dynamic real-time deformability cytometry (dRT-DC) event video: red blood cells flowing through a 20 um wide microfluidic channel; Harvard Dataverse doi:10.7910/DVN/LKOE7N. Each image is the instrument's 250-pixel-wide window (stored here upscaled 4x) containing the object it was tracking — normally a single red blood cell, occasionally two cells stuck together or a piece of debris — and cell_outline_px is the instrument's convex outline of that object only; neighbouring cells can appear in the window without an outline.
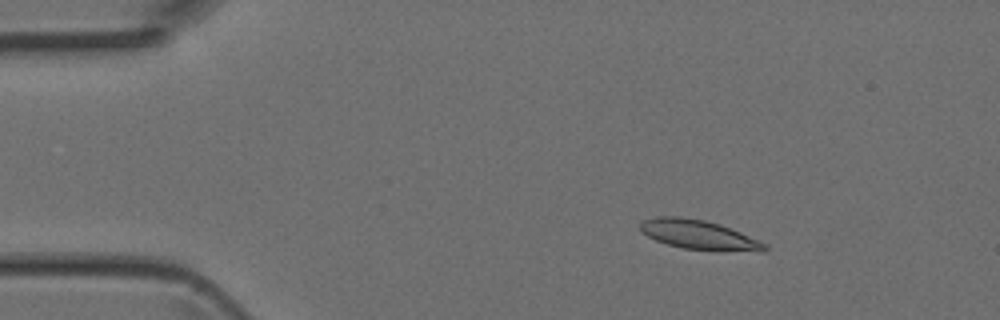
{"species": "Egyptian fruit bat (a non-hibernating species)", "species_latin": "Rousettus aegyptiacus", "temperature_condition": "room temperature", "stored_images_in_passage": 5, "camera_frame_rate_fps": 3000, "um_per_image_px": 0.085, "animal": {"sex": "female"}, "frame": {"image": 1, "passage_image": 2, "time_ms": 0.333, "image_size_px": [1000, 320], "cell_outline_px": [[768, 248], [764, 252], [760, 252], [684, 248], [668, 244], [656, 240], [640, 232], [640, 224], [644, 220], [656, 216], [680, 216], [704, 220], [720, 224], [740, 232], [768, 244]], "centroid_in_image_um": [59.41, 19.94], "position_along_channel_um": 25.6, "area_um2": 21.15}}
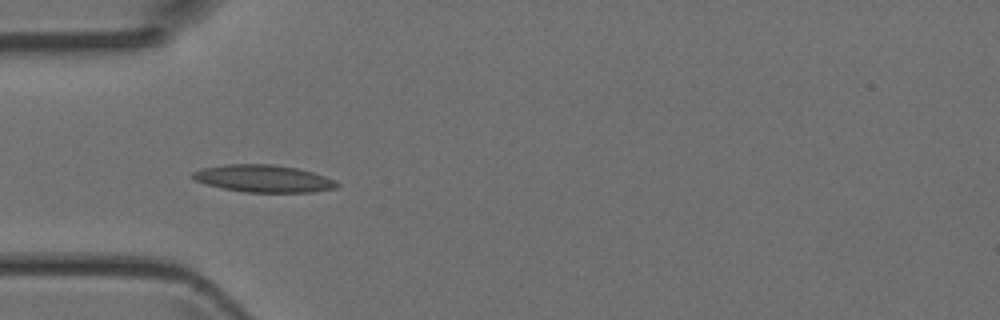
{"frame": {"image": 2, "passage_image": 4, "time_ms": 1.0, "image_size_px": [1000, 320], "cell_outline_px": [[340, 184], [336, 188], [312, 192], [244, 192], [204, 184], [192, 180], [188, 176], [192, 172], [200, 168], [224, 164], [272, 164], [296, 168], [312, 172], [336, 180]], "centroid_in_image_um": [22.32, 15.17], "position_along_channel_um": 62.7, "area_um2": 23.18}}
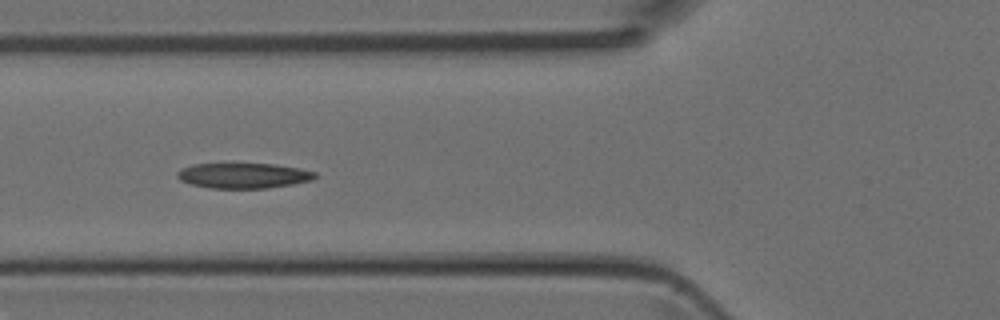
{"frame": {"image": 3, "passage_image": 5, "time_ms": 1.333, "image_size_px": [1000, 320], "cell_outline_px": [[316, 176], [312, 180], [292, 184], [268, 188], [208, 188], [192, 184], [180, 180], [176, 176], [176, 172], [180, 168], [192, 164], [276, 164], [300, 168], [316, 172]], "centroid_in_image_um": [20.67, 14.92], "position_along_channel_um": 105.1, "area_um2": 20.35}}